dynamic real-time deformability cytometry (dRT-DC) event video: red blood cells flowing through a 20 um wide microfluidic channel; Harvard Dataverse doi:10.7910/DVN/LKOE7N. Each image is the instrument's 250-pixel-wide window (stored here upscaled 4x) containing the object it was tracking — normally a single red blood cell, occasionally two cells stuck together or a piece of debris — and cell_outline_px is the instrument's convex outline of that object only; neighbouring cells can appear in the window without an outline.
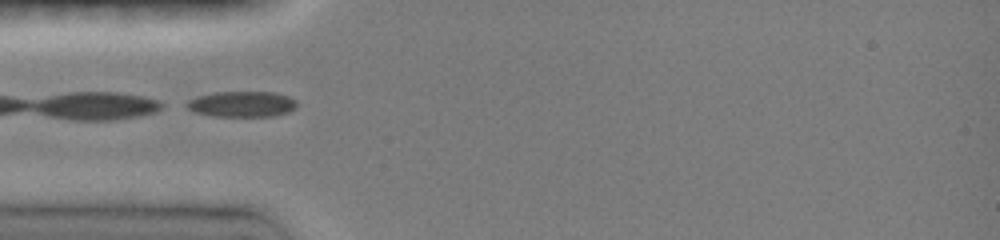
{"species": "common noctule bat (a hibernating species)", "species_latin": "Nyctalus noctula", "temperature_condition": "room temperature", "stored_images_in_passage": 31, "camera_frame_rate_fps": 3000, "um_per_image_px": 0.085, "animal": {"sex": "female", "body_mass_g": 19.0, "forearm_length_mm": 51.5}, "frame": {"image": 1, "passage_image": 1, "time_ms": 0.0, "image_size_px": [1000, 240], "cell_outline_px": [[296, 108], [288, 112], [272, 116], [212, 116], [196, 112], [180, 104], [196, 96], [212, 92], [276, 92], [288, 96], [296, 100]], "centroid_in_image_um": [20.51, 8.84], "position_along_channel_um": 64.5, "area_um2": 16.7}}
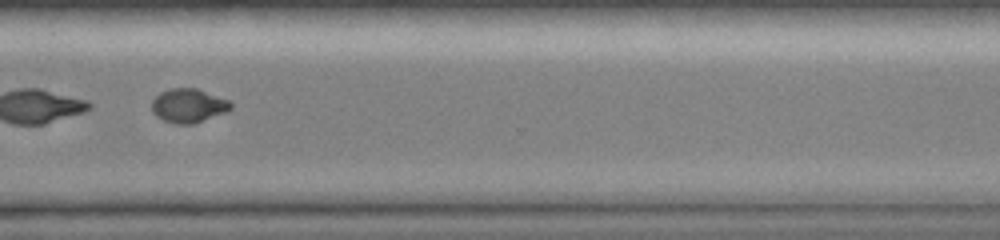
{"frame": {"image": 2, "passage_image": 22, "time_ms": 7.0, "image_size_px": [1000, 240], "cell_outline_px": [[232, 108], [224, 112], [192, 124], [176, 124], [164, 120], [156, 116], [152, 112], [152, 100], [160, 92], [168, 88], [196, 88], [228, 100], [232, 104]], "centroid_in_image_um": [15.97, 8.97], "position_along_channel_um": 354.6, "area_um2": 15.43}}